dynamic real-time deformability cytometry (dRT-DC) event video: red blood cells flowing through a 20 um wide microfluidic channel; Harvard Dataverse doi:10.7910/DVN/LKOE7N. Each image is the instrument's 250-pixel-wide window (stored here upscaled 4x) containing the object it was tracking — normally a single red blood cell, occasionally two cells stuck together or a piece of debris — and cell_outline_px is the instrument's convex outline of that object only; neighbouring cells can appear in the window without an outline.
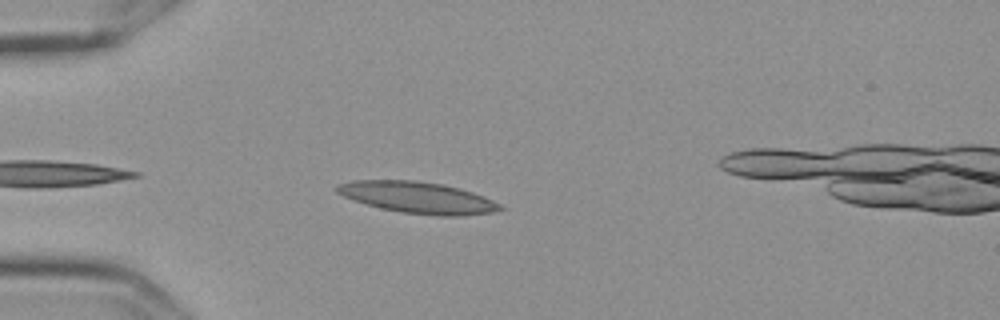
{"species": "Egyptian fruit bat (a non-hibernating species)", "species_latin": "Rousettus aegyptiacus", "temperature_condition": "cold", "stored_images_in_passage": 42, "camera_frame_rate_fps": 3000, "um_per_image_px": 0.085, "frame": {"image": 1, "passage_image": 4, "time_ms": 1.0, "image_size_px": [1000, 320], "cell_outline_px": [[504, 208], [492, 212], [460, 216], [440, 216], [400, 212], [380, 208], [352, 200], [336, 192], [332, 188], [336, 184], [352, 180], [416, 180], [444, 184], [460, 188], [472, 192], [492, 200], [500, 204]], "centroid_in_image_um": [35.44, 16.78], "position_along_channel_um": 49.6, "area_um2": 30.11}}
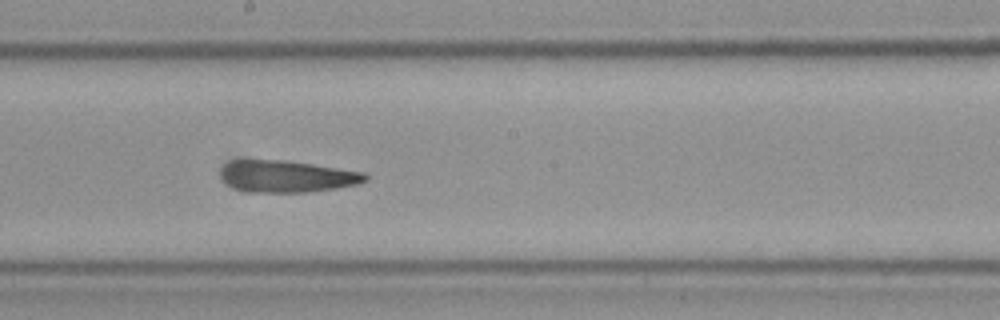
{"frame": {"image": 2, "passage_image": 20, "time_ms": 6.333, "image_size_px": [1000, 320], "cell_outline_px": [[368, 180], [356, 184], [336, 188], [308, 192], [252, 192], [236, 188], [228, 184], [220, 176], [220, 172], [224, 164], [232, 160], [284, 160], [312, 164], [364, 172], [368, 176]], "centroid_in_image_um": [24.39, 14.98], "position_along_channel_um": 223.8, "area_um2": 26.65}}
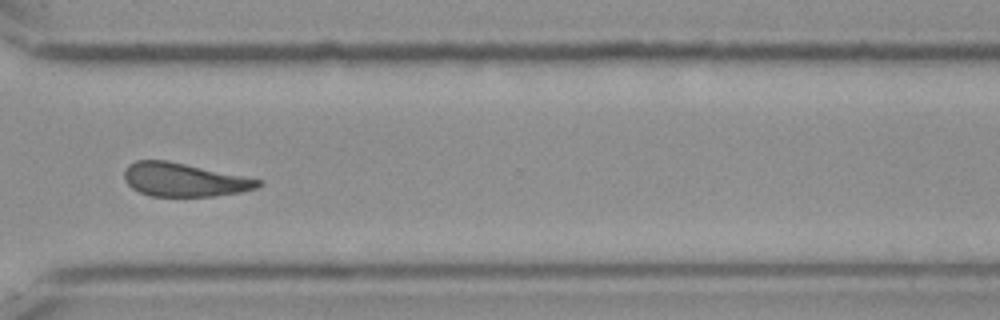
{"frame": {"image": 3, "passage_image": 31, "time_ms": 10.0, "image_size_px": [1000, 320], "cell_outline_px": [[264, 184], [256, 188], [240, 192], [216, 196], [152, 196], [140, 192], [132, 188], [124, 180], [124, 172], [128, 164], [136, 160], [168, 160], [260, 180]], "centroid_in_image_um": [15.61, 15.28], "position_along_channel_um": 355.0, "area_um2": 25.95}, "authors_computed_cell_mechanics": {"area_um2": 26.5013, "velocity_mm_per_s": 3.5778, "shape_relaxation_time_tau1_ms": null, "shape_relaxation_time_tau2_ms": 5.2925, "deformation_change_tau1": null, "deformation_change_tau2": 0.1482}}